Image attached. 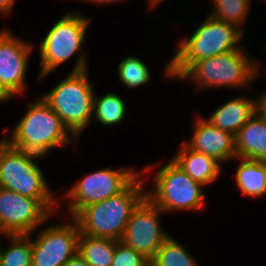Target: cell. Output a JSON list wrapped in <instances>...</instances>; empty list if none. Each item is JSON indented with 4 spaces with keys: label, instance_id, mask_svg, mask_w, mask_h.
<instances>
[{
    "label": "cell",
    "instance_id": "cell-6",
    "mask_svg": "<svg viewBox=\"0 0 266 266\" xmlns=\"http://www.w3.org/2000/svg\"><path fill=\"white\" fill-rule=\"evenodd\" d=\"M88 71L70 72L50 91L41 95L77 140L93 119L95 90Z\"/></svg>",
    "mask_w": 266,
    "mask_h": 266
},
{
    "label": "cell",
    "instance_id": "cell-18",
    "mask_svg": "<svg viewBox=\"0 0 266 266\" xmlns=\"http://www.w3.org/2000/svg\"><path fill=\"white\" fill-rule=\"evenodd\" d=\"M240 163L235 172V182L242 194L260 198L266 194L265 161L239 158Z\"/></svg>",
    "mask_w": 266,
    "mask_h": 266
},
{
    "label": "cell",
    "instance_id": "cell-15",
    "mask_svg": "<svg viewBox=\"0 0 266 266\" xmlns=\"http://www.w3.org/2000/svg\"><path fill=\"white\" fill-rule=\"evenodd\" d=\"M171 160L194 181L206 187L213 184L222 172L223 165L219 161L190 149L184 142Z\"/></svg>",
    "mask_w": 266,
    "mask_h": 266
},
{
    "label": "cell",
    "instance_id": "cell-17",
    "mask_svg": "<svg viewBox=\"0 0 266 266\" xmlns=\"http://www.w3.org/2000/svg\"><path fill=\"white\" fill-rule=\"evenodd\" d=\"M236 159L266 161V120L256 111L235 135Z\"/></svg>",
    "mask_w": 266,
    "mask_h": 266
},
{
    "label": "cell",
    "instance_id": "cell-27",
    "mask_svg": "<svg viewBox=\"0 0 266 266\" xmlns=\"http://www.w3.org/2000/svg\"><path fill=\"white\" fill-rule=\"evenodd\" d=\"M63 266H89L84 258L77 252Z\"/></svg>",
    "mask_w": 266,
    "mask_h": 266
},
{
    "label": "cell",
    "instance_id": "cell-1",
    "mask_svg": "<svg viewBox=\"0 0 266 266\" xmlns=\"http://www.w3.org/2000/svg\"><path fill=\"white\" fill-rule=\"evenodd\" d=\"M140 173L122 192L82 208L73 219L80 233L121 240L132 211L146 197L145 179ZM142 177V178H141Z\"/></svg>",
    "mask_w": 266,
    "mask_h": 266
},
{
    "label": "cell",
    "instance_id": "cell-24",
    "mask_svg": "<svg viewBox=\"0 0 266 266\" xmlns=\"http://www.w3.org/2000/svg\"><path fill=\"white\" fill-rule=\"evenodd\" d=\"M118 78L126 89L137 88L151 79L149 67L139 58L129 55L119 63Z\"/></svg>",
    "mask_w": 266,
    "mask_h": 266
},
{
    "label": "cell",
    "instance_id": "cell-22",
    "mask_svg": "<svg viewBox=\"0 0 266 266\" xmlns=\"http://www.w3.org/2000/svg\"><path fill=\"white\" fill-rule=\"evenodd\" d=\"M151 266H198L191 253L170 236L150 261Z\"/></svg>",
    "mask_w": 266,
    "mask_h": 266
},
{
    "label": "cell",
    "instance_id": "cell-3",
    "mask_svg": "<svg viewBox=\"0 0 266 266\" xmlns=\"http://www.w3.org/2000/svg\"><path fill=\"white\" fill-rule=\"evenodd\" d=\"M5 140L14 148L42 158L53 148L78 142L41 96L27 103L23 117Z\"/></svg>",
    "mask_w": 266,
    "mask_h": 266
},
{
    "label": "cell",
    "instance_id": "cell-20",
    "mask_svg": "<svg viewBox=\"0 0 266 266\" xmlns=\"http://www.w3.org/2000/svg\"><path fill=\"white\" fill-rule=\"evenodd\" d=\"M126 103L114 92H107L105 95L94 94L93 99V120L104 126L118 125L126 115Z\"/></svg>",
    "mask_w": 266,
    "mask_h": 266
},
{
    "label": "cell",
    "instance_id": "cell-11",
    "mask_svg": "<svg viewBox=\"0 0 266 266\" xmlns=\"http://www.w3.org/2000/svg\"><path fill=\"white\" fill-rule=\"evenodd\" d=\"M31 237V266H63L78 251L80 230L71 218L66 223L52 224Z\"/></svg>",
    "mask_w": 266,
    "mask_h": 266
},
{
    "label": "cell",
    "instance_id": "cell-28",
    "mask_svg": "<svg viewBox=\"0 0 266 266\" xmlns=\"http://www.w3.org/2000/svg\"><path fill=\"white\" fill-rule=\"evenodd\" d=\"M16 0H0V14L4 17L12 12Z\"/></svg>",
    "mask_w": 266,
    "mask_h": 266
},
{
    "label": "cell",
    "instance_id": "cell-21",
    "mask_svg": "<svg viewBox=\"0 0 266 266\" xmlns=\"http://www.w3.org/2000/svg\"><path fill=\"white\" fill-rule=\"evenodd\" d=\"M212 11L209 13L215 19L235 25L244 33V21L250 14L251 0H211ZM243 25V26H242Z\"/></svg>",
    "mask_w": 266,
    "mask_h": 266
},
{
    "label": "cell",
    "instance_id": "cell-19",
    "mask_svg": "<svg viewBox=\"0 0 266 266\" xmlns=\"http://www.w3.org/2000/svg\"><path fill=\"white\" fill-rule=\"evenodd\" d=\"M117 241L80 233L77 252L89 266H112Z\"/></svg>",
    "mask_w": 266,
    "mask_h": 266
},
{
    "label": "cell",
    "instance_id": "cell-2",
    "mask_svg": "<svg viewBox=\"0 0 266 266\" xmlns=\"http://www.w3.org/2000/svg\"><path fill=\"white\" fill-rule=\"evenodd\" d=\"M244 33L235 25L220 21L209 14L187 38H181L177 50L165 66V78H178L198 60L214 57L240 48ZM239 44V45H238Z\"/></svg>",
    "mask_w": 266,
    "mask_h": 266
},
{
    "label": "cell",
    "instance_id": "cell-25",
    "mask_svg": "<svg viewBox=\"0 0 266 266\" xmlns=\"http://www.w3.org/2000/svg\"><path fill=\"white\" fill-rule=\"evenodd\" d=\"M112 266H151V263L144 255L118 240Z\"/></svg>",
    "mask_w": 266,
    "mask_h": 266
},
{
    "label": "cell",
    "instance_id": "cell-30",
    "mask_svg": "<svg viewBox=\"0 0 266 266\" xmlns=\"http://www.w3.org/2000/svg\"><path fill=\"white\" fill-rule=\"evenodd\" d=\"M86 2L91 3V4H100V5H103V4H106L108 5L109 3L112 4V3H117V2H122L124 0H84Z\"/></svg>",
    "mask_w": 266,
    "mask_h": 266
},
{
    "label": "cell",
    "instance_id": "cell-4",
    "mask_svg": "<svg viewBox=\"0 0 266 266\" xmlns=\"http://www.w3.org/2000/svg\"><path fill=\"white\" fill-rule=\"evenodd\" d=\"M90 22L91 18L82 16L78 11H69L48 30L43 40L39 42V82L79 51L80 54L71 72L88 70L87 56L81 49Z\"/></svg>",
    "mask_w": 266,
    "mask_h": 266
},
{
    "label": "cell",
    "instance_id": "cell-12",
    "mask_svg": "<svg viewBox=\"0 0 266 266\" xmlns=\"http://www.w3.org/2000/svg\"><path fill=\"white\" fill-rule=\"evenodd\" d=\"M164 212L145 197L132 211L123 241L150 261L161 245L170 237L161 227L160 214Z\"/></svg>",
    "mask_w": 266,
    "mask_h": 266
},
{
    "label": "cell",
    "instance_id": "cell-9",
    "mask_svg": "<svg viewBox=\"0 0 266 266\" xmlns=\"http://www.w3.org/2000/svg\"><path fill=\"white\" fill-rule=\"evenodd\" d=\"M58 200H37L0 187V232L28 235L56 213ZM53 214V215H52Z\"/></svg>",
    "mask_w": 266,
    "mask_h": 266
},
{
    "label": "cell",
    "instance_id": "cell-29",
    "mask_svg": "<svg viewBox=\"0 0 266 266\" xmlns=\"http://www.w3.org/2000/svg\"><path fill=\"white\" fill-rule=\"evenodd\" d=\"M14 96L4 87L0 80V103L6 102Z\"/></svg>",
    "mask_w": 266,
    "mask_h": 266
},
{
    "label": "cell",
    "instance_id": "cell-14",
    "mask_svg": "<svg viewBox=\"0 0 266 266\" xmlns=\"http://www.w3.org/2000/svg\"><path fill=\"white\" fill-rule=\"evenodd\" d=\"M194 121L193 134L184 142L190 149L211 156L221 164L236 159L233 134L212 126L202 116Z\"/></svg>",
    "mask_w": 266,
    "mask_h": 266
},
{
    "label": "cell",
    "instance_id": "cell-32",
    "mask_svg": "<svg viewBox=\"0 0 266 266\" xmlns=\"http://www.w3.org/2000/svg\"><path fill=\"white\" fill-rule=\"evenodd\" d=\"M5 138L0 139V146L4 143Z\"/></svg>",
    "mask_w": 266,
    "mask_h": 266
},
{
    "label": "cell",
    "instance_id": "cell-16",
    "mask_svg": "<svg viewBox=\"0 0 266 266\" xmlns=\"http://www.w3.org/2000/svg\"><path fill=\"white\" fill-rule=\"evenodd\" d=\"M256 111V99L239 95L224 102L204 119L212 126L235 136Z\"/></svg>",
    "mask_w": 266,
    "mask_h": 266
},
{
    "label": "cell",
    "instance_id": "cell-7",
    "mask_svg": "<svg viewBox=\"0 0 266 266\" xmlns=\"http://www.w3.org/2000/svg\"><path fill=\"white\" fill-rule=\"evenodd\" d=\"M152 181L153 189H146V197L163 212L197 211L205 205L206 187L172 160L157 170Z\"/></svg>",
    "mask_w": 266,
    "mask_h": 266
},
{
    "label": "cell",
    "instance_id": "cell-31",
    "mask_svg": "<svg viewBox=\"0 0 266 266\" xmlns=\"http://www.w3.org/2000/svg\"><path fill=\"white\" fill-rule=\"evenodd\" d=\"M161 2H162V0H148L147 3L150 6V8L152 9L153 7H157V5H159V3H161Z\"/></svg>",
    "mask_w": 266,
    "mask_h": 266
},
{
    "label": "cell",
    "instance_id": "cell-5",
    "mask_svg": "<svg viewBox=\"0 0 266 266\" xmlns=\"http://www.w3.org/2000/svg\"><path fill=\"white\" fill-rule=\"evenodd\" d=\"M246 53L248 52L241 46L236 50L198 60L178 79H191L201 90L223 87L246 89L260 74L259 62Z\"/></svg>",
    "mask_w": 266,
    "mask_h": 266
},
{
    "label": "cell",
    "instance_id": "cell-23",
    "mask_svg": "<svg viewBox=\"0 0 266 266\" xmlns=\"http://www.w3.org/2000/svg\"><path fill=\"white\" fill-rule=\"evenodd\" d=\"M10 239L8 247L1 248L0 266H31L32 247L28 235H3Z\"/></svg>",
    "mask_w": 266,
    "mask_h": 266
},
{
    "label": "cell",
    "instance_id": "cell-10",
    "mask_svg": "<svg viewBox=\"0 0 266 266\" xmlns=\"http://www.w3.org/2000/svg\"><path fill=\"white\" fill-rule=\"evenodd\" d=\"M141 172L124 166L119 169L102 168L79 179L63 196L68 199L69 218L82 208L103 201L122 192Z\"/></svg>",
    "mask_w": 266,
    "mask_h": 266
},
{
    "label": "cell",
    "instance_id": "cell-8",
    "mask_svg": "<svg viewBox=\"0 0 266 266\" xmlns=\"http://www.w3.org/2000/svg\"><path fill=\"white\" fill-rule=\"evenodd\" d=\"M41 156L12 147L0 146V187L37 200H57L37 164Z\"/></svg>",
    "mask_w": 266,
    "mask_h": 266
},
{
    "label": "cell",
    "instance_id": "cell-13",
    "mask_svg": "<svg viewBox=\"0 0 266 266\" xmlns=\"http://www.w3.org/2000/svg\"><path fill=\"white\" fill-rule=\"evenodd\" d=\"M32 51L33 45L28 40L17 38L8 28L0 31V80L14 97L26 91V73Z\"/></svg>",
    "mask_w": 266,
    "mask_h": 266
},
{
    "label": "cell",
    "instance_id": "cell-26",
    "mask_svg": "<svg viewBox=\"0 0 266 266\" xmlns=\"http://www.w3.org/2000/svg\"><path fill=\"white\" fill-rule=\"evenodd\" d=\"M256 98V110L266 120V92H261Z\"/></svg>",
    "mask_w": 266,
    "mask_h": 266
}]
</instances>
